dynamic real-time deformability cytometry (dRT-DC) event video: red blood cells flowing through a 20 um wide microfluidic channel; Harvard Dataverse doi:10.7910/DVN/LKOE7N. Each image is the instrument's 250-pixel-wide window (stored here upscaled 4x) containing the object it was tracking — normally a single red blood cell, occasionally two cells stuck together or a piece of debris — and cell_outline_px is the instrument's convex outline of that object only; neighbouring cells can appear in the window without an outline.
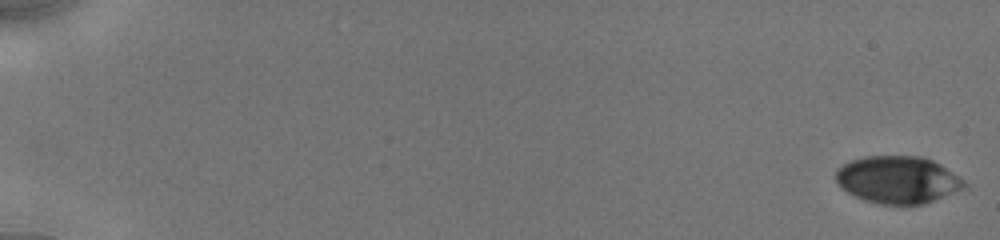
{"species": "human", "species_latin": "Homo sapiens", "temperature_condition": "cold", "stored_images_in_passage": 44, "camera_frame_rate_fps": 3000, "um_per_image_px": 0.085, "donor": {"sex": "male"}, "frame": {"image": 1, "passage_image": 1, "time_ms": 0.0, "image_size_px": [1000, 240], "cell_outline_px": [[968, 184], [964, 188], [924, 204], [880, 204], [864, 200], [848, 192], [836, 180], [836, 168], [852, 160], [864, 156], [924, 156], [940, 164], [960, 176]], "centroid_in_image_um": [76.34, 15.26], "position_along_channel_um": 8.7, "area_um2": 35.26}}
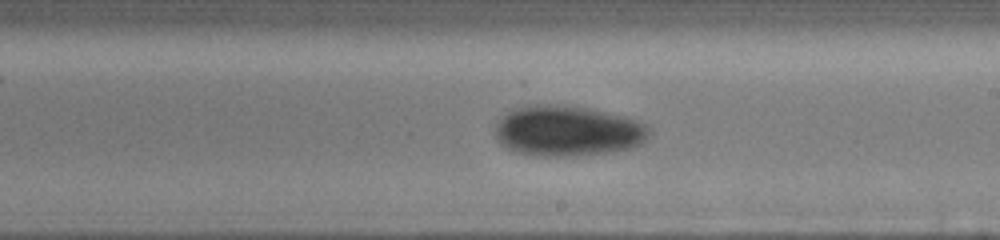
{"frame": {"image": 2, "passage_image": 26, "time_ms": 11.0, "image_size_px": [1000, 240], "cell_outline_px": [[652, 132], [640, 144], [632, 148], [612, 152], [572, 156], [536, 156], [516, 152], [508, 148], [496, 140], [496, 120], [512, 108], [528, 104], [564, 104], [588, 108], [624, 116], [636, 120], [652, 128]], "centroid_in_image_um": [48.23, 11.11], "position_along_channel_um": 240.8, "area_um2": 46.01}}
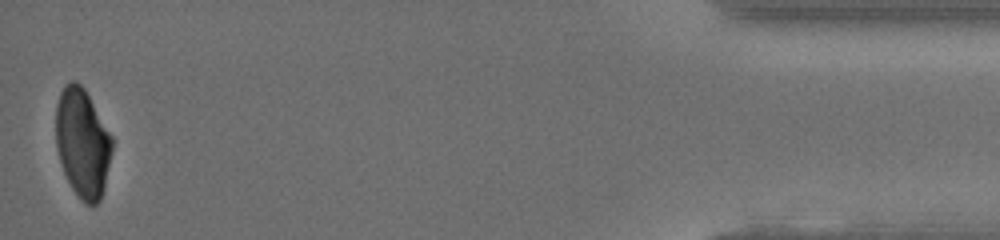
{"frame": {"image": 3, "passage_image": 44, "time_ms": 17.667, "image_size_px": [1000, 240], "cell_outline_px": [[112, 152], [104, 188], [100, 200], [96, 204], [84, 204], [80, 200], [72, 188], [64, 172], [56, 148], [56, 104], [60, 92], [64, 84], [72, 80], [76, 80], [84, 88], [112, 136]], "centroid_in_image_um": [7.01, 12.14], "position_along_channel_um": 428.2, "area_um2": 35.72}, "authors_computed_cell_mechanics": {"area_um2": 39.6219, "velocity_mm_per_s": 3.9158, "shape_relaxation_time_tau1_ms": 2.6345, "shape_relaxation_time_tau2_ms": null, "deformation_change_tau1": 0.112, "deformation_change_tau2": null}}